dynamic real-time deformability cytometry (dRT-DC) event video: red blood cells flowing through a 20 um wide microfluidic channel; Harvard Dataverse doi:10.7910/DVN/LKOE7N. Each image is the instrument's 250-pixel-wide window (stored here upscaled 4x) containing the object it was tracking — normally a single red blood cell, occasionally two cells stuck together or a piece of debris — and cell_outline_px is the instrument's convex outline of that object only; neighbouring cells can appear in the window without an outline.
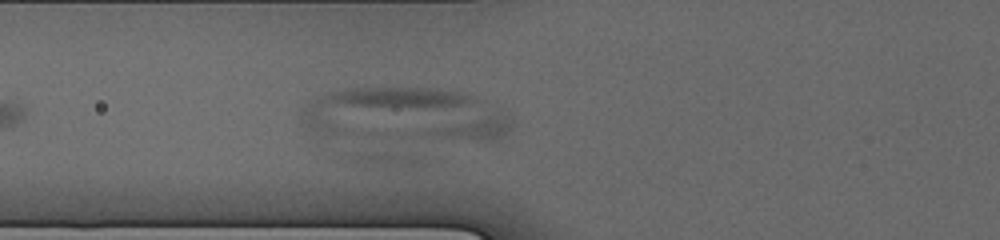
{"species": "human", "species_latin": "Homo sapiens", "temperature_condition": "cold", "stored_images_in_passage": 47, "camera_frame_rate_fps": 3000, "um_per_image_px": 0.085, "donor": {"sex": "male"}, "frame": {"image": 1, "passage_image": 12, "time_ms": 1.667, "image_size_px": [1000, 240], "cell_outline_px": [[512, 128], [504, 136], [496, 140], [476, 140], [320, 132], [300, 124], [300, 116], [308, 104], [320, 96], [332, 92], [348, 88], [432, 88], [456, 92], [476, 96], [508, 112], [512, 120]], "centroid_in_image_um": [34.6, 9.7], "position_along_channel_um": 91.2, "area_um2": 64.04}}